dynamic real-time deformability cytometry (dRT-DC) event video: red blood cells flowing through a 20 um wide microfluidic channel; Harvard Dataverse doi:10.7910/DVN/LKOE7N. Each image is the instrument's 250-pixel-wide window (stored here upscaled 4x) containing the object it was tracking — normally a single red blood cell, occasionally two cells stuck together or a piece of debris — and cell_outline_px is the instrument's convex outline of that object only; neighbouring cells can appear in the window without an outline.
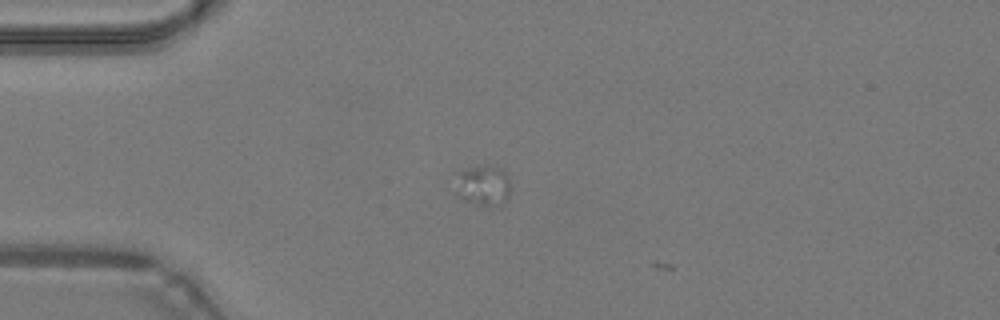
{"species": "common noctule bat (a hibernating species)", "species_latin": "Nyctalus noctula", "temperature_condition": "warm", "stored_images_in_passage": 3, "camera_frame_rate_fps": 3000, "um_per_image_px": 0.085, "animal": {"sex": "male", "body_mass_g": 19.2, "forearm_length_mm": 51.8}, "frame": {"image": 1, "passage_image": 2, "time_ms": 0.333, "image_size_px": [1000, 320], "cell_outline_px": [[512, 188], [504, 204], [480, 204], [460, 200], [456, 196], [456, 172], [464, 168], [480, 164], [484, 164], [500, 168], [508, 176]], "centroid_in_image_um": [41.04, 15.72], "position_along_channel_um": 44.0, "area_um2": 13.47}}